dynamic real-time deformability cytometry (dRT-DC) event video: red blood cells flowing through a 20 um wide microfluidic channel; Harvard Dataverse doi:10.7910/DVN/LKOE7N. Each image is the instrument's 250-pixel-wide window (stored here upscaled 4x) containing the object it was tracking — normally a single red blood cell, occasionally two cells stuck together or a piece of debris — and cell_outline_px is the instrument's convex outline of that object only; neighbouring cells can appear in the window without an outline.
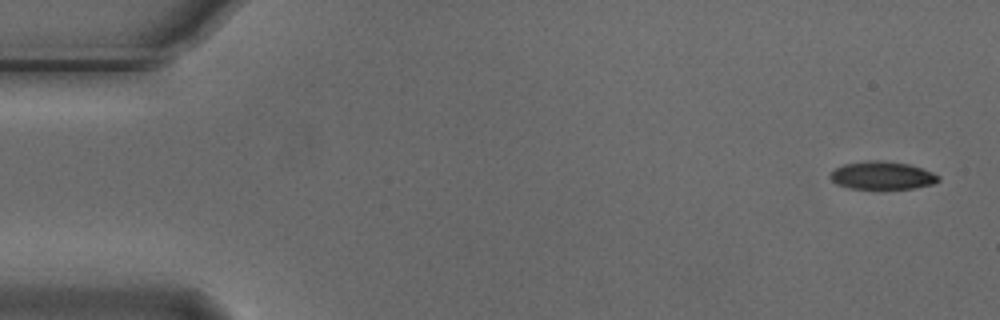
{"species": "Egyptian fruit bat (a non-hibernating species)", "species_latin": "Rousettus aegyptiacus", "temperature_condition": "cold", "stored_images_in_passage": 4, "camera_frame_rate_fps": 3000, "um_per_image_px": 0.085, "animal": {"sex": "male"}, "frame": {"image": 1, "passage_image": 1, "time_ms": 0.0, "image_size_px": [1000, 320], "cell_outline_px": [[940, 180], [932, 184], [912, 188], [848, 188], [836, 184], [828, 176], [836, 168], [844, 164], [864, 160], [880, 160], [908, 164], [932, 172], [940, 176]], "centroid_in_image_um": [74.96, 14.9], "position_along_channel_um": 10.0, "area_um2": 17.46}}
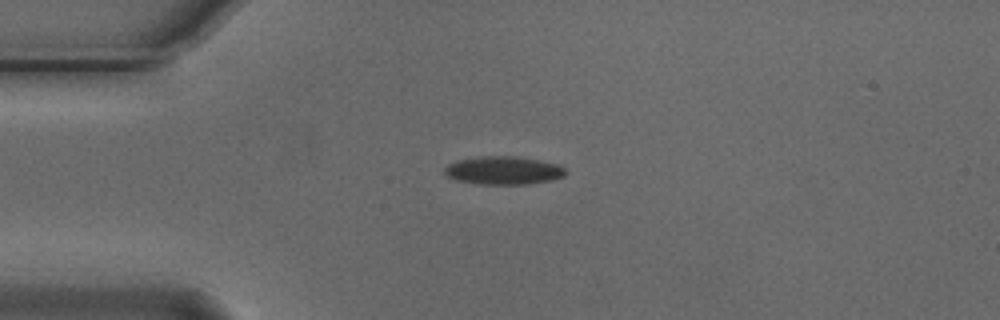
{"frame": {"image": 2, "passage_image": 4, "time_ms": 1.0, "image_size_px": [1000, 320], "cell_outline_px": [[568, 172], [564, 176], [548, 180], [528, 184], [480, 184], [456, 180], [448, 176], [444, 172], [444, 168], [448, 164], [456, 160], [480, 156], [512, 156], [536, 160], [556, 164], [564, 168]], "centroid_in_image_um": [42.75, 14.48], "position_along_channel_um": 42.3, "area_um2": 19.65}}